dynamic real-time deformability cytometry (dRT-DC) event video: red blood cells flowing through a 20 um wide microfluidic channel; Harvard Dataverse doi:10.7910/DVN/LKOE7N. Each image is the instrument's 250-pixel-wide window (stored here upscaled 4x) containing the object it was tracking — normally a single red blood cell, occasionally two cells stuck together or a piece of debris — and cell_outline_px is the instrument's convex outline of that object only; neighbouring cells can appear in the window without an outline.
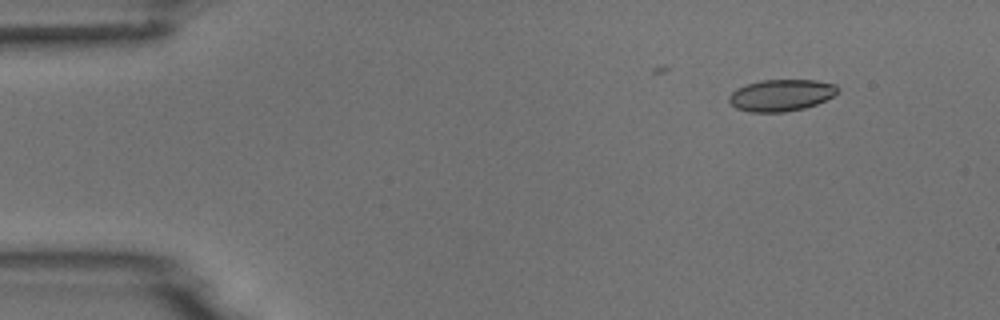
{"species": "common noctule bat (a hibernating species)", "species_latin": "Nyctalus noctula", "temperature_condition": "room temperature", "stored_images_in_passage": 3, "camera_frame_rate_fps": 3000, "um_per_image_px": 0.085, "animal": {"sex": "male", "body_mass_g": 18.8}, "frame": {"image": 1, "passage_image": 1, "time_ms": 0.0, "image_size_px": [1000, 320], "cell_outline_px": [[840, 92], [816, 104], [804, 108], [784, 112], [748, 112], [736, 108], [728, 100], [728, 96], [736, 88], [760, 80], [816, 80], [836, 84], [840, 88]], "centroid_in_image_um": [66.41, 8.09], "position_along_channel_um": 18.6, "area_um2": 20.17}}
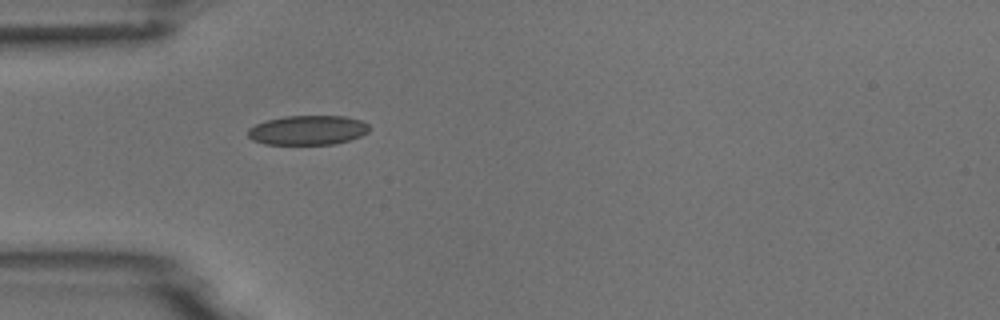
{"frame": {"image": 2, "passage_image": 3, "time_ms": 3.333, "image_size_px": [1000, 320], "cell_outline_px": [[368, 132], [360, 136], [348, 140], [332, 144], [264, 144], [252, 140], [248, 136], [248, 128], [256, 124], [268, 120], [284, 116], [344, 116], [360, 120], [368, 124]], "centroid_in_image_um": [26.13, 11.06], "position_along_channel_um": 58.9, "area_um2": 20.69}}